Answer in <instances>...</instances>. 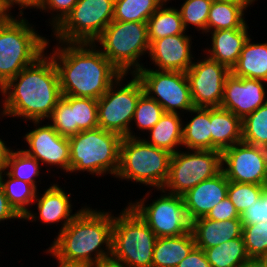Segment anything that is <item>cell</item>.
Here are the masks:
<instances>
[{
    "label": "cell",
    "instance_id": "60d3db41",
    "mask_svg": "<svg viewBox=\"0 0 267 267\" xmlns=\"http://www.w3.org/2000/svg\"><path fill=\"white\" fill-rule=\"evenodd\" d=\"M240 218L242 225H253L261 221L267 224V186L263 188L260 198L243 210Z\"/></svg>",
    "mask_w": 267,
    "mask_h": 267
},
{
    "label": "cell",
    "instance_id": "d6a6232c",
    "mask_svg": "<svg viewBox=\"0 0 267 267\" xmlns=\"http://www.w3.org/2000/svg\"><path fill=\"white\" fill-rule=\"evenodd\" d=\"M14 148L8 155L6 171L12 177L30 183L38 189V186L42 183L40 178L43 177V175L41 176L43 173L41 163L26 154L21 148L16 147V150Z\"/></svg>",
    "mask_w": 267,
    "mask_h": 267
},
{
    "label": "cell",
    "instance_id": "f5cc1de1",
    "mask_svg": "<svg viewBox=\"0 0 267 267\" xmlns=\"http://www.w3.org/2000/svg\"><path fill=\"white\" fill-rule=\"evenodd\" d=\"M163 1L166 2V3H167V2L169 3V2H172V1H174V0H163ZM175 3H176V0H175Z\"/></svg>",
    "mask_w": 267,
    "mask_h": 267
},
{
    "label": "cell",
    "instance_id": "ee69618b",
    "mask_svg": "<svg viewBox=\"0 0 267 267\" xmlns=\"http://www.w3.org/2000/svg\"><path fill=\"white\" fill-rule=\"evenodd\" d=\"M177 267H211L204 250L195 247Z\"/></svg>",
    "mask_w": 267,
    "mask_h": 267
},
{
    "label": "cell",
    "instance_id": "4dcf8cb0",
    "mask_svg": "<svg viewBox=\"0 0 267 267\" xmlns=\"http://www.w3.org/2000/svg\"><path fill=\"white\" fill-rule=\"evenodd\" d=\"M0 184L9 204L23 218L31 210L39 189L30 183L12 177L6 170L0 174Z\"/></svg>",
    "mask_w": 267,
    "mask_h": 267
},
{
    "label": "cell",
    "instance_id": "5b68a950",
    "mask_svg": "<svg viewBox=\"0 0 267 267\" xmlns=\"http://www.w3.org/2000/svg\"><path fill=\"white\" fill-rule=\"evenodd\" d=\"M70 172H86L92 177H115L119 168L122 137L102 128L81 131L68 137ZM114 176V177H113Z\"/></svg>",
    "mask_w": 267,
    "mask_h": 267
},
{
    "label": "cell",
    "instance_id": "f546056e",
    "mask_svg": "<svg viewBox=\"0 0 267 267\" xmlns=\"http://www.w3.org/2000/svg\"><path fill=\"white\" fill-rule=\"evenodd\" d=\"M168 4L164 2L147 21L150 44L154 40L186 32L179 10Z\"/></svg>",
    "mask_w": 267,
    "mask_h": 267
},
{
    "label": "cell",
    "instance_id": "836d02e7",
    "mask_svg": "<svg viewBox=\"0 0 267 267\" xmlns=\"http://www.w3.org/2000/svg\"><path fill=\"white\" fill-rule=\"evenodd\" d=\"M163 3V0H114L113 21L147 23Z\"/></svg>",
    "mask_w": 267,
    "mask_h": 267
},
{
    "label": "cell",
    "instance_id": "cb8c5ba5",
    "mask_svg": "<svg viewBox=\"0 0 267 267\" xmlns=\"http://www.w3.org/2000/svg\"><path fill=\"white\" fill-rule=\"evenodd\" d=\"M256 1L258 0L213 1L208 14L207 33L223 29L243 28L247 24L245 13L253 7Z\"/></svg>",
    "mask_w": 267,
    "mask_h": 267
},
{
    "label": "cell",
    "instance_id": "5bb4252c",
    "mask_svg": "<svg viewBox=\"0 0 267 267\" xmlns=\"http://www.w3.org/2000/svg\"><path fill=\"white\" fill-rule=\"evenodd\" d=\"M29 123L33 124L30 127H33V129H30L20 137L23 138L24 144L26 143V149L22 145V150L40 162L42 167L45 166L47 168L46 175L48 173L50 175L52 171L55 172L56 167V170L60 169L66 175L69 174L70 152L68 137L60 135L47 120L29 121Z\"/></svg>",
    "mask_w": 267,
    "mask_h": 267
},
{
    "label": "cell",
    "instance_id": "7dc6e473",
    "mask_svg": "<svg viewBox=\"0 0 267 267\" xmlns=\"http://www.w3.org/2000/svg\"><path fill=\"white\" fill-rule=\"evenodd\" d=\"M92 267H128L125 264L115 261L112 258H108L105 260L100 261L99 263L95 264Z\"/></svg>",
    "mask_w": 267,
    "mask_h": 267
},
{
    "label": "cell",
    "instance_id": "ac0fdd59",
    "mask_svg": "<svg viewBox=\"0 0 267 267\" xmlns=\"http://www.w3.org/2000/svg\"><path fill=\"white\" fill-rule=\"evenodd\" d=\"M97 99L62 96L47 121L62 136L99 127Z\"/></svg>",
    "mask_w": 267,
    "mask_h": 267
},
{
    "label": "cell",
    "instance_id": "4fadbf2b",
    "mask_svg": "<svg viewBox=\"0 0 267 267\" xmlns=\"http://www.w3.org/2000/svg\"><path fill=\"white\" fill-rule=\"evenodd\" d=\"M135 75L144 93L159 103L164 112L184 115L195 107L184 72L140 69Z\"/></svg>",
    "mask_w": 267,
    "mask_h": 267
},
{
    "label": "cell",
    "instance_id": "681fc988",
    "mask_svg": "<svg viewBox=\"0 0 267 267\" xmlns=\"http://www.w3.org/2000/svg\"><path fill=\"white\" fill-rule=\"evenodd\" d=\"M44 253H46V255L52 257L53 259H55L57 264V267H87L85 265L82 264H74V263H66V262H62L58 259H56L47 249L44 251Z\"/></svg>",
    "mask_w": 267,
    "mask_h": 267
},
{
    "label": "cell",
    "instance_id": "d4e9b609",
    "mask_svg": "<svg viewBox=\"0 0 267 267\" xmlns=\"http://www.w3.org/2000/svg\"><path fill=\"white\" fill-rule=\"evenodd\" d=\"M212 150L223 152L242 142V120L221 107L210 108Z\"/></svg>",
    "mask_w": 267,
    "mask_h": 267
},
{
    "label": "cell",
    "instance_id": "6da1fadb",
    "mask_svg": "<svg viewBox=\"0 0 267 267\" xmlns=\"http://www.w3.org/2000/svg\"><path fill=\"white\" fill-rule=\"evenodd\" d=\"M0 120L45 121L61 99L57 67L45 52L0 88ZM6 117V118H5Z\"/></svg>",
    "mask_w": 267,
    "mask_h": 267
},
{
    "label": "cell",
    "instance_id": "2e32d148",
    "mask_svg": "<svg viewBox=\"0 0 267 267\" xmlns=\"http://www.w3.org/2000/svg\"><path fill=\"white\" fill-rule=\"evenodd\" d=\"M222 171L229 181L267 186V148L236 143L222 152Z\"/></svg>",
    "mask_w": 267,
    "mask_h": 267
},
{
    "label": "cell",
    "instance_id": "277c9868",
    "mask_svg": "<svg viewBox=\"0 0 267 267\" xmlns=\"http://www.w3.org/2000/svg\"><path fill=\"white\" fill-rule=\"evenodd\" d=\"M36 26L16 14L0 22V88L45 53L49 37Z\"/></svg>",
    "mask_w": 267,
    "mask_h": 267
},
{
    "label": "cell",
    "instance_id": "3957f363",
    "mask_svg": "<svg viewBox=\"0 0 267 267\" xmlns=\"http://www.w3.org/2000/svg\"><path fill=\"white\" fill-rule=\"evenodd\" d=\"M113 210L85 203L46 248L56 259L92 267L112 254Z\"/></svg>",
    "mask_w": 267,
    "mask_h": 267
},
{
    "label": "cell",
    "instance_id": "e575fe53",
    "mask_svg": "<svg viewBox=\"0 0 267 267\" xmlns=\"http://www.w3.org/2000/svg\"><path fill=\"white\" fill-rule=\"evenodd\" d=\"M164 113L163 107L159 103L143 93L136 104L134 117L131 123L132 126H130V137L140 138L142 133L143 135L145 132L147 133L160 120ZM133 126H135V129ZM136 129L137 133L134 132ZM138 131H140L141 134Z\"/></svg>",
    "mask_w": 267,
    "mask_h": 267
},
{
    "label": "cell",
    "instance_id": "9c48e42d",
    "mask_svg": "<svg viewBox=\"0 0 267 267\" xmlns=\"http://www.w3.org/2000/svg\"><path fill=\"white\" fill-rule=\"evenodd\" d=\"M152 191L153 189L147 190L145 195L135 201L129 200L127 204L149 226L156 237H174L191 232L192 222L187 214L183 197L161 188L156 189L160 194L152 200Z\"/></svg>",
    "mask_w": 267,
    "mask_h": 267
},
{
    "label": "cell",
    "instance_id": "d6986e66",
    "mask_svg": "<svg viewBox=\"0 0 267 267\" xmlns=\"http://www.w3.org/2000/svg\"><path fill=\"white\" fill-rule=\"evenodd\" d=\"M267 82L236 77L230 73L224 83L220 107L231 111L241 120L267 103Z\"/></svg>",
    "mask_w": 267,
    "mask_h": 267
},
{
    "label": "cell",
    "instance_id": "83f0119b",
    "mask_svg": "<svg viewBox=\"0 0 267 267\" xmlns=\"http://www.w3.org/2000/svg\"><path fill=\"white\" fill-rule=\"evenodd\" d=\"M251 36L245 42L231 73L236 77L267 82V41L263 43L253 42L254 37Z\"/></svg>",
    "mask_w": 267,
    "mask_h": 267
},
{
    "label": "cell",
    "instance_id": "d590c367",
    "mask_svg": "<svg viewBox=\"0 0 267 267\" xmlns=\"http://www.w3.org/2000/svg\"><path fill=\"white\" fill-rule=\"evenodd\" d=\"M242 142L267 148V103L242 120Z\"/></svg>",
    "mask_w": 267,
    "mask_h": 267
},
{
    "label": "cell",
    "instance_id": "f6af8a7d",
    "mask_svg": "<svg viewBox=\"0 0 267 267\" xmlns=\"http://www.w3.org/2000/svg\"><path fill=\"white\" fill-rule=\"evenodd\" d=\"M22 220V217L15 211V209L9 204L7 197L0 184V224L7 222L8 220L12 223L13 220Z\"/></svg>",
    "mask_w": 267,
    "mask_h": 267
},
{
    "label": "cell",
    "instance_id": "f35d334b",
    "mask_svg": "<svg viewBox=\"0 0 267 267\" xmlns=\"http://www.w3.org/2000/svg\"><path fill=\"white\" fill-rule=\"evenodd\" d=\"M264 187V185L229 181L227 197L241 214L260 198Z\"/></svg>",
    "mask_w": 267,
    "mask_h": 267
},
{
    "label": "cell",
    "instance_id": "e0dca14e",
    "mask_svg": "<svg viewBox=\"0 0 267 267\" xmlns=\"http://www.w3.org/2000/svg\"><path fill=\"white\" fill-rule=\"evenodd\" d=\"M58 183L53 182L50 183L46 189L37 192L36 198L32 204L35 208H31L32 210L28 211L22 218L23 221L30 222H38L42 224H46L47 226L55 225L60 228L58 233H60L79 213L84 206H80L76 212H73V200L71 199L72 195L70 191L65 190V186L62 188ZM45 190V191H44ZM73 203V204H72ZM35 210V211H34ZM61 225V226H60Z\"/></svg>",
    "mask_w": 267,
    "mask_h": 267
},
{
    "label": "cell",
    "instance_id": "b9f144b4",
    "mask_svg": "<svg viewBox=\"0 0 267 267\" xmlns=\"http://www.w3.org/2000/svg\"><path fill=\"white\" fill-rule=\"evenodd\" d=\"M210 220H230L240 218V214L236 210L234 204L226 196L222 201L215 205L206 215Z\"/></svg>",
    "mask_w": 267,
    "mask_h": 267
},
{
    "label": "cell",
    "instance_id": "7a4b0ae2",
    "mask_svg": "<svg viewBox=\"0 0 267 267\" xmlns=\"http://www.w3.org/2000/svg\"><path fill=\"white\" fill-rule=\"evenodd\" d=\"M46 52L52 57L59 74L62 96L101 98L122 75L93 43L56 41Z\"/></svg>",
    "mask_w": 267,
    "mask_h": 267
},
{
    "label": "cell",
    "instance_id": "7c38bea8",
    "mask_svg": "<svg viewBox=\"0 0 267 267\" xmlns=\"http://www.w3.org/2000/svg\"><path fill=\"white\" fill-rule=\"evenodd\" d=\"M184 150L182 148L172 154L169 176L163 187L165 191L179 196L222 171L221 151Z\"/></svg>",
    "mask_w": 267,
    "mask_h": 267
},
{
    "label": "cell",
    "instance_id": "8992f818",
    "mask_svg": "<svg viewBox=\"0 0 267 267\" xmlns=\"http://www.w3.org/2000/svg\"><path fill=\"white\" fill-rule=\"evenodd\" d=\"M172 153L148 144L143 138H122L119 168L114 178L143 184L146 188L164 187L170 168Z\"/></svg>",
    "mask_w": 267,
    "mask_h": 267
},
{
    "label": "cell",
    "instance_id": "7bdbcfd3",
    "mask_svg": "<svg viewBox=\"0 0 267 267\" xmlns=\"http://www.w3.org/2000/svg\"><path fill=\"white\" fill-rule=\"evenodd\" d=\"M2 6L4 7V9L6 10V12L9 15H13L12 13L15 12V8H17L16 6H18L19 8L18 10V14L19 16H24V14L26 12H24V10H26L28 8V10L30 9H36L35 11H38L42 0H0ZM14 12H11L13 11Z\"/></svg>",
    "mask_w": 267,
    "mask_h": 267
},
{
    "label": "cell",
    "instance_id": "ffe728a7",
    "mask_svg": "<svg viewBox=\"0 0 267 267\" xmlns=\"http://www.w3.org/2000/svg\"><path fill=\"white\" fill-rule=\"evenodd\" d=\"M194 38L184 34L173 35L154 40L150 44L148 57L154 68L144 66L142 69H155L159 71H179L186 73L192 66L195 56L193 50ZM193 47V48H192Z\"/></svg>",
    "mask_w": 267,
    "mask_h": 267
},
{
    "label": "cell",
    "instance_id": "ba28073f",
    "mask_svg": "<svg viewBox=\"0 0 267 267\" xmlns=\"http://www.w3.org/2000/svg\"><path fill=\"white\" fill-rule=\"evenodd\" d=\"M113 214L111 258L128 267H152L155 233L125 204Z\"/></svg>",
    "mask_w": 267,
    "mask_h": 267
},
{
    "label": "cell",
    "instance_id": "7402d4cb",
    "mask_svg": "<svg viewBox=\"0 0 267 267\" xmlns=\"http://www.w3.org/2000/svg\"><path fill=\"white\" fill-rule=\"evenodd\" d=\"M247 23L243 28L223 29L208 32L206 35L207 45L208 39L210 43L201 51L213 60L226 66L230 71L236 65L240 53L247 39L250 37V27Z\"/></svg>",
    "mask_w": 267,
    "mask_h": 267
},
{
    "label": "cell",
    "instance_id": "8fae6325",
    "mask_svg": "<svg viewBox=\"0 0 267 267\" xmlns=\"http://www.w3.org/2000/svg\"><path fill=\"white\" fill-rule=\"evenodd\" d=\"M113 17L114 0H78L50 36L53 41L93 43Z\"/></svg>",
    "mask_w": 267,
    "mask_h": 267
},
{
    "label": "cell",
    "instance_id": "484cf974",
    "mask_svg": "<svg viewBox=\"0 0 267 267\" xmlns=\"http://www.w3.org/2000/svg\"><path fill=\"white\" fill-rule=\"evenodd\" d=\"M145 134L147 138L143 135L141 138L148 144L174 154L183 148V115L165 112L160 120Z\"/></svg>",
    "mask_w": 267,
    "mask_h": 267
},
{
    "label": "cell",
    "instance_id": "f1b7e54d",
    "mask_svg": "<svg viewBox=\"0 0 267 267\" xmlns=\"http://www.w3.org/2000/svg\"><path fill=\"white\" fill-rule=\"evenodd\" d=\"M195 247L192 231L174 237H158L154 246L152 267H177Z\"/></svg>",
    "mask_w": 267,
    "mask_h": 267
},
{
    "label": "cell",
    "instance_id": "1f68e13d",
    "mask_svg": "<svg viewBox=\"0 0 267 267\" xmlns=\"http://www.w3.org/2000/svg\"><path fill=\"white\" fill-rule=\"evenodd\" d=\"M211 267H240L249 259L243 237L204 249Z\"/></svg>",
    "mask_w": 267,
    "mask_h": 267
},
{
    "label": "cell",
    "instance_id": "52a82bcc",
    "mask_svg": "<svg viewBox=\"0 0 267 267\" xmlns=\"http://www.w3.org/2000/svg\"><path fill=\"white\" fill-rule=\"evenodd\" d=\"M93 44L121 74H135L149 54L147 23L112 21Z\"/></svg>",
    "mask_w": 267,
    "mask_h": 267
},
{
    "label": "cell",
    "instance_id": "74e56055",
    "mask_svg": "<svg viewBox=\"0 0 267 267\" xmlns=\"http://www.w3.org/2000/svg\"><path fill=\"white\" fill-rule=\"evenodd\" d=\"M249 258L267 256V224L262 221L253 225H243L242 233Z\"/></svg>",
    "mask_w": 267,
    "mask_h": 267
},
{
    "label": "cell",
    "instance_id": "603a6c76",
    "mask_svg": "<svg viewBox=\"0 0 267 267\" xmlns=\"http://www.w3.org/2000/svg\"><path fill=\"white\" fill-rule=\"evenodd\" d=\"M191 231L196 247L202 250L243 237L241 218L216 221L202 217L192 221Z\"/></svg>",
    "mask_w": 267,
    "mask_h": 267
},
{
    "label": "cell",
    "instance_id": "8d00e7d4",
    "mask_svg": "<svg viewBox=\"0 0 267 267\" xmlns=\"http://www.w3.org/2000/svg\"><path fill=\"white\" fill-rule=\"evenodd\" d=\"M212 2V0H183V3L178 5L181 7H176L187 32L191 26H194L198 33L206 36L208 14Z\"/></svg>",
    "mask_w": 267,
    "mask_h": 267
},
{
    "label": "cell",
    "instance_id": "9a60e30c",
    "mask_svg": "<svg viewBox=\"0 0 267 267\" xmlns=\"http://www.w3.org/2000/svg\"><path fill=\"white\" fill-rule=\"evenodd\" d=\"M230 73L226 66L204 53H201L199 59L195 58L192 66L185 73L194 106L220 107L225 79Z\"/></svg>",
    "mask_w": 267,
    "mask_h": 267
},
{
    "label": "cell",
    "instance_id": "30bf717a",
    "mask_svg": "<svg viewBox=\"0 0 267 267\" xmlns=\"http://www.w3.org/2000/svg\"><path fill=\"white\" fill-rule=\"evenodd\" d=\"M143 93L142 84L135 74H122L97 100L99 128L122 138L130 137L136 104Z\"/></svg>",
    "mask_w": 267,
    "mask_h": 267
},
{
    "label": "cell",
    "instance_id": "816d5d0a",
    "mask_svg": "<svg viewBox=\"0 0 267 267\" xmlns=\"http://www.w3.org/2000/svg\"><path fill=\"white\" fill-rule=\"evenodd\" d=\"M264 262H265V264H266V266H267V256L266 257H263V258H261Z\"/></svg>",
    "mask_w": 267,
    "mask_h": 267
},
{
    "label": "cell",
    "instance_id": "bcb514c9",
    "mask_svg": "<svg viewBox=\"0 0 267 267\" xmlns=\"http://www.w3.org/2000/svg\"><path fill=\"white\" fill-rule=\"evenodd\" d=\"M1 137V136H0ZM13 147L0 138V174L6 170L8 155Z\"/></svg>",
    "mask_w": 267,
    "mask_h": 267
},
{
    "label": "cell",
    "instance_id": "44dd1931",
    "mask_svg": "<svg viewBox=\"0 0 267 267\" xmlns=\"http://www.w3.org/2000/svg\"><path fill=\"white\" fill-rule=\"evenodd\" d=\"M229 180L223 171L215 177L202 181L183 197L191 222L206 217L209 211L227 196Z\"/></svg>",
    "mask_w": 267,
    "mask_h": 267
},
{
    "label": "cell",
    "instance_id": "f907efd6",
    "mask_svg": "<svg viewBox=\"0 0 267 267\" xmlns=\"http://www.w3.org/2000/svg\"><path fill=\"white\" fill-rule=\"evenodd\" d=\"M9 14L6 12L0 1V22L4 21Z\"/></svg>",
    "mask_w": 267,
    "mask_h": 267
},
{
    "label": "cell",
    "instance_id": "ab89813d",
    "mask_svg": "<svg viewBox=\"0 0 267 267\" xmlns=\"http://www.w3.org/2000/svg\"><path fill=\"white\" fill-rule=\"evenodd\" d=\"M78 0H42L39 11L45 14L50 13L48 25L53 31L71 12Z\"/></svg>",
    "mask_w": 267,
    "mask_h": 267
},
{
    "label": "cell",
    "instance_id": "c3c4849f",
    "mask_svg": "<svg viewBox=\"0 0 267 267\" xmlns=\"http://www.w3.org/2000/svg\"><path fill=\"white\" fill-rule=\"evenodd\" d=\"M240 267H267V266L262 259L249 258Z\"/></svg>",
    "mask_w": 267,
    "mask_h": 267
},
{
    "label": "cell",
    "instance_id": "4316f807",
    "mask_svg": "<svg viewBox=\"0 0 267 267\" xmlns=\"http://www.w3.org/2000/svg\"><path fill=\"white\" fill-rule=\"evenodd\" d=\"M188 112L189 121L183 115V149L212 150L210 108L194 107Z\"/></svg>",
    "mask_w": 267,
    "mask_h": 267
}]
</instances>
